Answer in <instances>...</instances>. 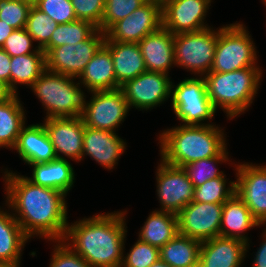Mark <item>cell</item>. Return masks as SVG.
Masks as SVG:
<instances>
[{
    "instance_id": "1",
    "label": "cell",
    "mask_w": 266,
    "mask_h": 267,
    "mask_svg": "<svg viewBox=\"0 0 266 267\" xmlns=\"http://www.w3.org/2000/svg\"><path fill=\"white\" fill-rule=\"evenodd\" d=\"M3 181L5 205L30 239L39 236L54 243L63 240L69 223L65 193L35 185L26 176L7 169Z\"/></svg>"
},
{
    "instance_id": "2",
    "label": "cell",
    "mask_w": 266,
    "mask_h": 267,
    "mask_svg": "<svg viewBox=\"0 0 266 267\" xmlns=\"http://www.w3.org/2000/svg\"><path fill=\"white\" fill-rule=\"evenodd\" d=\"M127 211H114L68 223L63 241L91 267H121Z\"/></svg>"
},
{
    "instance_id": "3",
    "label": "cell",
    "mask_w": 266,
    "mask_h": 267,
    "mask_svg": "<svg viewBox=\"0 0 266 267\" xmlns=\"http://www.w3.org/2000/svg\"><path fill=\"white\" fill-rule=\"evenodd\" d=\"M159 134L161 159L183 167L200 159L218 156L226 147L223 128L211 125H182L167 128Z\"/></svg>"
},
{
    "instance_id": "4",
    "label": "cell",
    "mask_w": 266,
    "mask_h": 267,
    "mask_svg": "<svg viewBox=\"0 0 266 267\" xmlns=\"http://www.w3.org/2000/svg\"><path fill=\"white\" fill-rule=\"evenodd\" d=\"M262 73L259 67H249L205 74L207 94L215 110L220 107L230 120L248 111L260 88Z\"/></svg>"
},
{
    "instance_id": "5",
    "label": "cell",
    "mask_w": 266,
    "mask_h": 267,
    "mask_svg": "<svg viewBox=\"0 0 266 267\" xmlns=\"http://www.w3.org/2000/svg\"><path fill=\"white\" fill-rule=\"evenodd\" d=\"M76 78L47 69L29 87L45 108L46 118L81 117L85 92Z\"/></svg>"
},
{
    "instance_id": "6",
    "label": "cell",
    "mask_w": 266,
    "mask_h": 267,
    "mask_svg": "<svg viewBox=\"0 0 266 267\" xmlns=\"http://www.w3.org/2000/svg\"><path fill=\"white\" fill-rule=\"evenodd\" d=\"M251 37L242 22L219 27L211 72L228 73L259 67L255 43Z\"/></svg>"
},
{
    "instance_id": "7",
    "label": "cell",
    "mask_w": 266,
    "mask_h": 267,
    "mask_svg": "<svg viewBox=\"0 0 266 267\" xmlns=\"http://www.w3.org/2000/svg\"><path fill=\"white\" fill-rule=\"evenodd\" d=\"M173 83L171 105L182 125H211L209 122L215 116L216 110L207 94L204 77H187L176 85Z\"/></svg>"
},
{
    "instance_id": "8",
    "label": "cell",
    "mask_w": 266,
    "mask_h": 267,
    "mask_svg": "<svg viewBox=\"0 0 266 267\" xmlns=\"http://www.w3.org/2000/svg\"><path fill=\"white\" fill-rule=\"evenodd\" d=\"M218 28L210 26L196 32L174 34L176 67H183L191 74L204 76L212 69Z\"/></svg>"
},
{
    "instance_id": "9",
    "label": "cell",
    "mask_w": 266,
    "mask_h": 267,
    "mask_svg": "<svg viewBox=\"0 0 266 267\" xmlns=\"http://www.w3.org/2000/svg\"><path fill=\"white\" fill-rule=\"evenodd\" d=\"M90 101L84 98L82 119L85 126L116 132L129 113V104L123 91H92Z\"/></svg>"
},
{
    "instance_id": "10",
    "label": "cell",
    "mask_w": 266,
    "mask_h": 267,
    "mask_svg": "<svg viewBox=\"0 0 266 267\" xmlns=\"http://www.w3.org/2000/svg\"><path fill=\"white\" fill-rule=\"evenodd\" d=\"M158 211L178 214L194 198V186L183 167L165 163L160 159L156 171Z\"/></svg>"
},
{
    "instance_id": "11",
    "label": "cell",
    "mask_w": 266,
    "mask_h": 267,
    "mask_svg": "<svg viewBox=\"0 0 266 267\" xmlns=\"http://www.w3.org/2000/svg\"><path fill=\"white\" fill-rule=\"evenodd\" d=\"M106 34L98 29L89 39L76 45H61L46 55V69L79 78L92 57L104 44Z\"/></svg>"
},
{
    "instance_id": "12",
    "label": "cell",
    "mask_w": 266,
    "mask_h": 267,
    "mask_svg": "<svg viewBox=\"0 0 266 267\" xmlns=\"http://www.w3.org/2000/svg\"><path fill=\"white\" fill-rule=\"evenodd\" d=\"M169 76L160 72L146 71L126 81L120 89L130 109L133 106L132 108L139 111H147L164 104L171 96L172 80Z\"/></svg>"
},
{
    "instance_id": "13",
    "label": "cell",
    "mask_w": 266,
    "mask_h": 267,
    "mask_svg": "<svg viewBox=\"0 0 266 267\" xmlns=\"http://www.w3.org/2000/svg\"><path fill=\"white\" fill-rule=\"evenodd\" d=\"M162 27V6L145 2L129 16L116 22L105 34V41L139 43Z\"/></svg>"
},
{
    "instance_id": "14",
    "label": "cell",
    "mask_w": 266,
    "mask_h": 267,
    "mask_svg": "<svg viewBox=\"0 0 266 267\" xmlns=\"http://www.w3.org/2000/svg\"><path fill=\"white\" fill-rule=\"evenodd\" d=\"M223 203L192 201L178 214L179 233L201 242L219 236Z\"/></svg>"
},
{
    "instance_id": "15",
    "label": "cell",
    "mask_w": 266,
    "mask_h": 267,
    "mask_svg": "<svg viewBox=\"0 0 266 267\" xmlns=\"http://www.w3.org/2000/svg\"><path fill=\"white\" fill-rule=\"evenodd\" d=\"M211 2L212 0H166L162 5V27L172 34L208 28L205 19Z\"/></svg>"
},
{
    "instance_id": "16",
    "label": "cell",
    "mask_w": 266,
    "mask_h": 267,
    "mask_svg": "<svg viewBox=\"0 0 266 267\" xmlns=\"http://www.w3.org/2000/svg\"><path fill=\"white\" fill-rule=\"evenodd\" d=\"M235 167V193L263 224L266 220V165L245 162L235 164Z\"/></svg>"
},
{
    "instance_id": "17",
    "label": "cell",
    "mask_w": 266,
    "mask_h": 267,
    "mask_svg": "<svg viewBox=\"0 0 266 267\" xmlns=\"http://www.w3.org/2000/svg\"><path fill=\"white\" fill-rule=\"evenodd\" d=\"M43 125L57 158L68 157L72 161L81 162L84 137L82 117L44 118Z\"/></svg>"
},
{
    "instance_id": "18",
    "label": "cell",
    "mask_w": 266,
    "mask_h": 267,
    "mask_svg": "<svg viewBox=\"0 0 266 267\" xmlns=\"http://www.w3.org/2000/svg\"><path fill=\"white\" fill-rule=\"evenodd\" d=\"M126 141L115 132L84 125L82 160L89 156L105 169H114L126 150Z\"/></svg>"
},
{
    "instance_id": "19",
    "label": "cell",
    "mask_w": 266,
    "mask_h": 267,
    "mask_svg": "<svg viewBox=\"0 0 266 267\" xmlns=\"http://www.w3.org/2000/svg\"><path fill=\"white\" fill-rule=\"evenodd\" d=\"M246 242L217 236L201 243L199 261L203 267H241L246 257Z\"/></svg>"
},
{
    "instance_id": "20",
    "label": "cell",
    "mask_w": 266,
    "mask_h": 267,
    "mask_svg": "<svg viewBox=\"0 0 266 267\" xmlns=\"http://www.w3.org/2000/svg\"><path fill=\"white\" fill-rule=\"evenodd\" d=\"M145 61L147 71L169 75L175 64L174 34L161 27L154 33L146 35L138 43Z\"/></svg>"
},
{
    "instance_id": "21",
    "label": "cell",
    "mask_w": 266,
    "mask_h": 267,
    "mask_svg": "<svg viewBox=\"0 0 266 267\" xmlns=\"http://www.w3.org/2000/svg\"><path fill=\"white\" fill-rule=\"evenodd\" d=\"M13 150L28 165L47 163L57 158L43 123L24 126Z\"/></svg>"
},
{
    "instance_id": "22",
    "label": "cell",
    "mask_w": 266,
    "mask_h": 267,
    "mask_svg": "<svg viewBox=\"0 0 266 267\" xmlns=\"http://www.w3.org/2000/svg\"><path fill=\"white\" fill-rule=\"evenodd\" d=\"M262 224L252 215L242 199L234 193L223 203L219 236L245 241L246 254L249 249V237L246 231ZM245 233V234H244Z\"/></svg>"
},
{
    "instance_id": "23",
    "label": "cell",
    "mask_w": 266,
    "mask_h": 267,
    "mask_svg": "<svg viewBox=\"0 0 266 267\" xmlns=\"http://www.w3.org/2000/svg\"><path fill=\"white\" fill-rule=\"evenodd\" d=\"M110 50L116 77V89L147 71L138 43L104 41Z\"/></svg>"
},
{
    "instance_id": "24",
    "label": "cell",
    "mask_w": 266,
    "mask_h": 267,
    "mask_svg": "<svg viewBox=\"0 0 266 267\" xmlns=\"http://www.w3.org/2000/svg\"><path fill=\"white\" fill-rule=\"evenodd\" d=\"M29 237L10 212L0 207V266H18Z\"/></svg>"
},
{
    "instance_id": "25",
    "label": "cell",
    "mask_w": 266,
    "mask_h": 267,
    "mask_svg": "<svg viewBox=\"0 0 266 267\" xmlns=\"http://www.w3.org/2000/svg\"><path fill=\"white\" fill-rule=\"evenodd\" d=\"M90 92L116 90V77L110 50L103 44L77 79Z\"/></svg>"
},
{
    "instance_id": "26",
    "label": "cell",
    "mask_w": 266,
    "mask_h": 267,
    "mask_svg": "<svg viewBox=\"0 0 266 267\" xmlns=\"http://www.w3.org/2000/svg\"><path fill=\"white\" fill-rule=\"evenodd\" d=\"M32 166V177H27L33 184L61 191L66 195L75 182L72 164L65 158H56L47 163L29 164Z\"/></svg>"
},
{
    "instance_id": "27",
    "label": "cell",
    "mask_w": 266,
    "mask_h": 267,
    "mask_svg": "<svg viewBox=\"0 0 266 267\" xmlns=\"http://www.w3.org/2000/svg\"><path fill=\"white\" fill-rule=\"evenodd\" d=\"M178 233L176 214L154 210L139 231L138 239L160 249Z\"/></svg>"
},
{
    "instance_id": "28",
    "label": "cell",
    "mask_w": 266,
    "mask_h": 267,
    "mask_svg": "<svg viewBox=\"0 0 266 267\" xmlns=\"http://www.w3.org/2000/svg\"><path fill=\"white\" fill-rule=\"evenodd\" d=\"M26 115L18 94L0 103V148L12 150L25 126Z\"/></svg>"
},
{
    "instance_id": "29",
    "label": "cell",
    "mask_w": 266,
    "mask_h": 267,
    "mask_svg": "<svg viewBox=\"0 0 266 267\" xmlns=\"http://www.w3.org/2000/svg\"><path fill=\"white\" fill-rule=\"evenodd\" d=\"M46 70V54L42 49L35 53L11 57V90L18 94V85L31 86Z\"/></svg>"
},
{
    "instance_id": "30",
    "label": "cell",
    "mask_w": 266,
    "mask_h": 267,
    "mask_svg": "<svg viewBox=\"0 0 266 267\" xmlns=\"http://www.w3.org/2000/svg\"><path fill=\"white\" fill-rule=\"evenodd\" d=\"M201 243L178 233L159 249L160 259L171 267H187L199 261Z\"/></svg>"
},
{
    "instance_id": "31",
    "label": "cell",
    "mask_w": 266,
    "mask_h": 267,
    "mask_svg": "<svg viewBox=\"0 0 266 267\" xmlns=\"http://www.w3.org/2000/svg\"><path fill=\"white\" fill-rule=\"evenodd\" d=\"M97 30L98 28L95 25L83 20L60 24L42 50L47 55L55 47L69 44L74 46L89 39Z\"/></svg>"
},
{
    "instance_id": "32",
    "label": "cell",
    "mask_w": 266,
    "mask_h": 267,
    "mask_svg": "<svg viewBox=\"0 0 266 267\" xmlns=\"http://www.w3.org/2000/svg\"><path fill=\"white\" fill-rule=\"evenodd\" d=\"M226 147L218 156L200 159L183 166L187 172L189 180L192 182L194 188L202 185L204 182L217 177L224 176L223 171L217 168L218 163H227L229 160V152ZM227 161V162H226Z\"/></svg>"
},
{
    "instance_id": "33",
    "label": "cell",
    "mask_w": 266,
    "mask_h": 267,
    "mask_svg": "<svg viewBox=\"0 0 266 267\" xmlns=\"http://www.w3.org/2000/svg\"><path fill=\"white\" fill-rule=\"evenodd\" d=\"M226 174L204 182L202 185L194 188V202L202 203H224L230 198L236 190L235 181H229L227 184ZM227 184V187H226ZM229 186V187H228Z\"/></svg>"
},
{
    "instance_id": "34",
    "label": "cell",
    "mask_w": 266,
    "mask_h": 267,
    "mask_svg": "<svg viewBox=\"0 0 266 267\" xmlns=\"http://www.w3.org/2000/svg\"><path fill=\"white\" fill-rule=\"evenodd\" d=\"M58 25L34 5L29 10L25 29L33 41L38 43L37 47L42 49L50 41L51 35Z\"/></svg>"
},
{
    "instance_id": "35",
    "label": "cell",
    "mask_w": 266,
    "mask_h": 267,
    "mask_svg": "<svg viewBox=\"0 0 266 267\" xmlns=\"http://www.w3.org/2000/svg\"><path fill=\"white\" fill-rule=\"evenodd\" d=\"M145 0H106L100 30L106 33L116 22L141 7Z\"/></svg>"
},
{
    "instance_id": "36",
    "label": "cell",
    "mask_w": 266,
    "mask_h": 267,
    "mask_svg": "<svg viewBox=\"0 0 266 267\" xmlns=\"http://www.w3.org/2000/svg\"><path fill=\"white\" fill-rule=\"evenodd\" d=\"M121 267H150L160 259L159 248L137 240L129 253L123 254Z\"/></svg>"
},
{
    "instance_id": "37",
    "label": "cell",
    "mask_w": 266,
    "mask_h": 267,
    "mask_svg": "<svg viewBox=\"0 0 266 267\" xmlns=\"http://www.w3.org/2000/svg\"><path fill=\"white\" fill-rule=\"evenodd\" d=\"M30 8L31 5L23 1L0 0V20L13 29L25 28Z\"/></svg>"
},
{
    "instance_id": "38",
    "label": "cell",
    "mask_w": 266,
    "mask_h": 267,
    "mask_svg": "<svg viewBox=\"0 0 266 267\" xmlns=\"http://www.w3.org/2000/svg\"><path fill=\"white\" fill-rule=\"evenodd\" d=\"M35 6L59 25L77 20L71 0H38Z\"/></svg>"
},
{
    "instance_id": "39",
    "label": "cell",
    "mask_w": 266,
    "mask_h": 267,
    "mask_svg": "<svg viewBox=\"0 0 266 267\" xmlns=\"http://www.w3.org/2000/svg\"><path fill=\"white\" fill-rule=\"evenodd\" d=\"M77 20L88 21L100 29L106 0H71Z\"/></svg>"
},
{
    "instance_id": "40",
    "label": "cell",
    "mask_w": 266,
    "mask_h": 267,
    "mask_svg": "<svg viewBox=\"0 0 266 267\" xmlns=\"http://www.w3.org/2000/svg\"><path fill=\"white\" fill-rule=\"evenodd\" d=\"M33 38L25 28L15 29L1 47L10 57L35 53L39 48L33 46Z\"/></svg>"
},
{
    "instance_id": "41",
    "label": "cell",
    "mask_w": 266,
    "mask_h": 267,
    "mask_svg": "<svg viewBox=\"0 0 266 267\" xmlns=\"http://www.w3.org/2000/svg\"><path fill=\"white\" fill-rule=\"evenodd\" d=\"M49 267H91L63 240H56Z\"/></svg>"
},
{
    "instance_id": "42",
    "label": "cell",
    "mask_w": 266,
    "mask_h": 267,
    "mask_svg": "<svg viewBox=\"0 0 266 267\" xmlns=\"http://www.w3.org/2000/svg\"><path fill=\"white\" fill-rule=\"evenodd\" d=\"M0 80L11 89V57L0 48Z\"/></svg>"
},
{
    "instance_id": "43",
    "label": "cell",
    "mask_w": 266,
    "mask_h": 267,
    "mask_svg": "<svg viewBox=\"0 0 266 267\" xmlns=\"http://www.w3.org/2000/svg\"><path fill=\"white\" fill-rule=\"evenodd\" d=\"M264 232L262 234L263 240L260 244V247L257 248V252L254 253V261L253 267H266V228H264Z\"/></svg>"
},
{
    "instance_id": "44",
    "label": "cell",
    "mask_w": 266,
    "mask_h": 267,
    "mask_svg": "<svg viewBox=\"0 0 266 267\" xmlns=\"http://www.w3.org/2000/svg\"><path fill=\"white\" fill-rule=\"evenodd\" d=\"M15 93L10 89L9 85L0 80V103L11 99Z\"/></svg>"
},
{
    "instance_id": "45",
    "label": "cell",
    "mask_w": 266,
    "mask_h": 267,
    "mask_svg": "<svg viewBox=\"0 0 266 267\" xmlns=\"http://www.w3.org/2000/svg\"><path fill=\"white\" fill-rule=\"evenodd\" d=\"M14 30L15 29H13L11 26L0 20V48L3 46L5 40L11 35Z\"/></svg>"
},
{
    "instance_id": "46",
    "label": "cell",
    "mask_w": 266,
    "mask_h": 267,
    "mask_svg": "<svg viewBox=\"0 0 266 267\" xmlns=\"http://www.w3.org/2000/svg\"><path fill=\"white\" fill-rule=\"evenodd\" d=\"M150 267H171L169 264L164 262L161 259H158L154 264H152Z\"/></svg>"
},
{
    "instance_id": "47",
    "label": "cell",
    "mask_w": 266,
    "mask_h": 267,
    "mask_svg": "<svg viewBox=\"0 0 266 267\" xmlns=\"http://www.w3.org/2000/svg\"><path fill=\"white\" fill-rule=\"evenodd\" d=\"M19 1H23L26 3H29L31 6H34L37 4L38 0H19Z\"/></svg>"
},
{
    "instance_id": "48",
    "label": "cell",
    "mask_w": 266,
    "mask_h": 267,
    "mask_svg": "<svg viewBox=\"0 0 266 267\" xmlns=\"http://www.w3.org/2000/svg\"><path fill=\"white\" fill-rule=\"evenodd\" d=\"M145 1L146 2L158 3V4H160L162 6L166 0H145Z\"/></svg>"
},
{
    "instance_id": "49",
    "label": "cell",
    "mask_w": 266,
    "mask_h": 267,
    "mask_svg": "<svg viewBox=\"0 0 266 267\" xmlns=\"http://www.w3.org/2000/svg\"><path fill=\"white\" fill-rule=\"evenodd\" d=\"M187 267H203V266H202V263L200 261H197L196 263L189 265Z\"/></svg>"
},
{
    "instance_id": "50",
    "label": "cell",
    "mask_w": 266,
    "mask_h": 267,
    "mask_svg": "<svg viewBox=\"0 0 266 267\" xmlns=\"http://www.w3.org/2000/svg\"><path fill=\"white\" fill-rule=\"evenodd\" d=\"M0 267H20V265H18V266H0Z\"/></svg>"
},
{
    "instance_id": "51",
    "label": "cell",
    "mask_w": 266,
    "mask_h": 267,
    "mask_svg": "<svg viewBox=\"0 0 266 267\" xmlns=\"http://www.w3.org/2000/svg\"><path fill=\"white\" fill-rule=\"evenodd\" d=\"M262 2L264 3V5L266 6V0H262Z\"/></svg>"
}]
</instances>
